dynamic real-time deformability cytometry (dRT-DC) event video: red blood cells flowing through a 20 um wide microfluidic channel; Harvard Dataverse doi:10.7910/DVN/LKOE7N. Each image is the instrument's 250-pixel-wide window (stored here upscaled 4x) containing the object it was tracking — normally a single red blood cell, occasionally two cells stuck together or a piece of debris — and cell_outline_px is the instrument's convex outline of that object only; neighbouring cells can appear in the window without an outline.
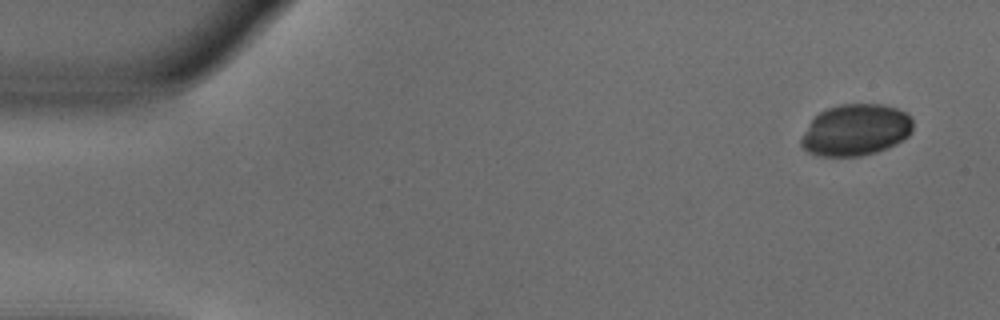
{"species": "common noctule bat (a hibernating species)", "species_latin": "Nyctalus noctula", "temperature_condition": "warm", "stored_images_in_passage": 11, "camera_frame_rate_fps": 3000, "um_per_image_px": 0.085, "animal": {"sex": "male", "body_mass_g": 18.8}, "frame": {"image": 1, "passage_image": 1, "time_ms": 0.0, "image_size_px": [1000, 320], "cell_outline_px": [[912, 132], [904, 140], [888, 148], [876, 152], [860, 156], [816, 156], [808, 152], [800, 144], [800, 140], [812, 120], [820, 112], [828, 108], [840, 104], [884, 104], [908, 112], [912, 116]], "centroid_in_image_um": [72.78, 11.05], "position_along_channel_um": 12.2, "area_um2": 33.76}}